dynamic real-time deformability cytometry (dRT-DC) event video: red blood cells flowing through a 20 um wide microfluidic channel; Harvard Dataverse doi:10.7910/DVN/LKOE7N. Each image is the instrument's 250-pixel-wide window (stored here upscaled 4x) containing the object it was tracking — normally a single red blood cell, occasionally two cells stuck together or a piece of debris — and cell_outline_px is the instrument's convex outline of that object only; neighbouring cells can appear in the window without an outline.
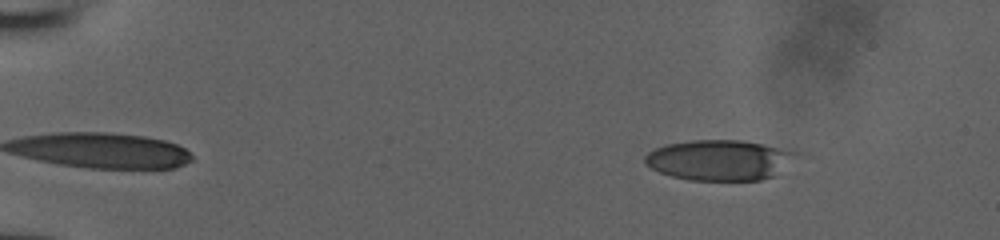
{"species": "human", "species_latin": "Homo sapiens", "temperature_condition": "room temperature", "stored_images_in_passage": 46, "camera_frame_rate_fps": 3000, "um_per_image_px": 0.085, "donor": {"sex": "male"}, "frame": {"image": 1, "passage_image": 2, "time_ms": 0.333, "image_size_px": [1000, 240], "cell_outline_px": [[800, 152], [776, 176], [760, 180], [688, 180], [672, 176], [660, 172], [644, 164], [644, 156], [648, 152], [664, 144], [692, 140], [740, 140]], "centroid_in_image_um": [61.12, 13.61], "position_along_channel_um": 23.9, "area_um2": 35.6}}
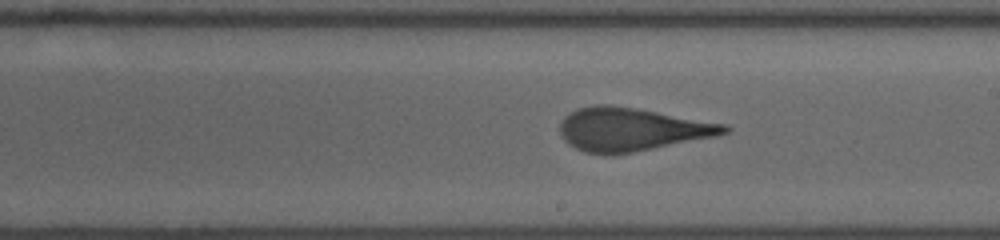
{"frame": {"image": 2, "passage_image": 26, "time_ms": 8.333, "image_size_px": [1000, 240], "cell_outline_px": [[732, 128], [728, 132], [716, 136], [632, 152], [584, 152], [568, 144], [560, 136], [560, 124], [564, 116], [576, 108], [596, 104], [608, 104], [636, 108], [728, 124]], "centroid_in_image_um": [53.69, 10.96], "position_along_channel_um": 235.3, "area_um2": 40.98}}
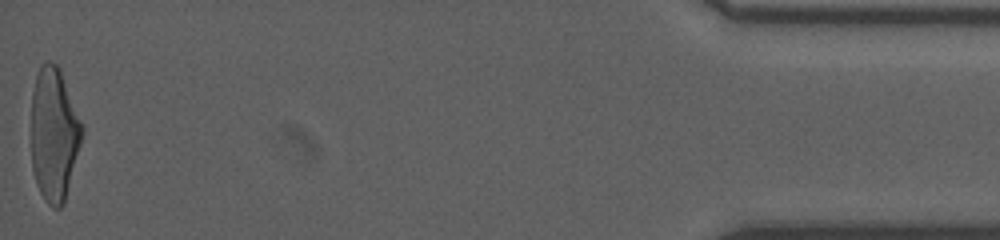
{"frame": {"image": 3, "passage_image": 46, "time_ms": 15.0, "image_size_px": [1000, 240], "cell_outline_px": [[84, 132], [64, 204], [60, 208], [52, 208], [48, 204], [40, 192], [36, 184], [32, 168], [32, 92], [36, 76], [40, 64], [44, 60], [48, 60], [56, 64], [60, 68], [84, 128]], "centroid_in_image_um": [4.6, 11.4], "position_along_channel_um": 430.6, "area_um2": 39.71}}